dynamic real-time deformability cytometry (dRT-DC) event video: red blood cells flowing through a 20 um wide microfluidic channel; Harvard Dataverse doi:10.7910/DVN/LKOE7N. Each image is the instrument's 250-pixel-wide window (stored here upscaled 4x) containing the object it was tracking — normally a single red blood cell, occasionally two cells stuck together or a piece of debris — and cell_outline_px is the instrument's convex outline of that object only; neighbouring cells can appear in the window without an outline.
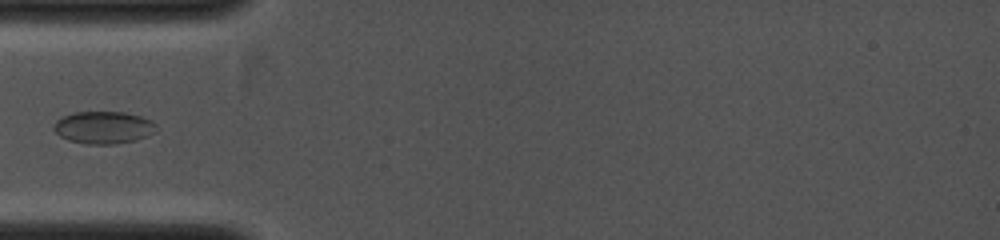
{"species": "common noctule bat (a hibernating species)", "species_latin": "Nyctalus noctula", "temperature_condition": "cold", "stored_images_in_passage": 2, "camera_frame_rate_fps": 4000, "um_per_image_px": 0.085, "animal": {"sex": "female", "body_mass_g": 19.0, "forearm_length_mm": 53.3}, "frame": {"image": 1, "passage_image": 1, "time_ms": 0.0, "image_size_px": [1000, 240], "cell_outline_px": [[156, 132], [148, 136], [136, 140], [116, 144], [88, 144], [68, 140], [60, 136], [52, 128], [52, 124], [56, 120], [72, 112], [124, 112], [140, 116], [152, 120], [156, 124]], "centroid_in_image_um": [8.8, 10.84], "position_along_channel_um": 76.2, "area_um2": 19.54}}
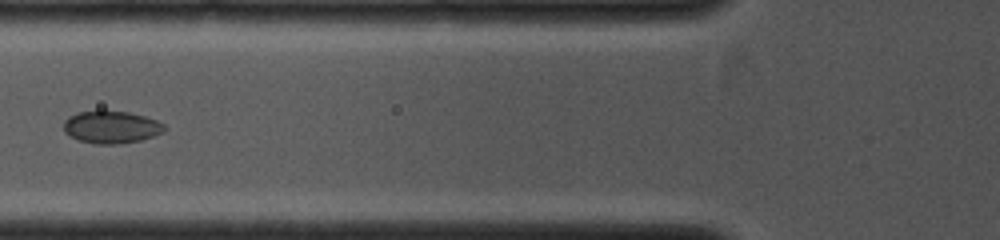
{"frame": {"image": 2, "passage_image": 2, "time_ms": 0.75, "image_size_px": [1000, 240], "cell_outline_px": [[168, 128], [164, 132], [140, 140], [116, 144], [96, 144], [80, 140], [64, 132], [64, 120], [68, 116], [76, 112], [128, 112], [144, 116], [156, 120], [164, 124]], "centroid_in_image_um": [9.48, 10.81], "position_along_channel_um": 116.3, "area_um2": 18.73}}